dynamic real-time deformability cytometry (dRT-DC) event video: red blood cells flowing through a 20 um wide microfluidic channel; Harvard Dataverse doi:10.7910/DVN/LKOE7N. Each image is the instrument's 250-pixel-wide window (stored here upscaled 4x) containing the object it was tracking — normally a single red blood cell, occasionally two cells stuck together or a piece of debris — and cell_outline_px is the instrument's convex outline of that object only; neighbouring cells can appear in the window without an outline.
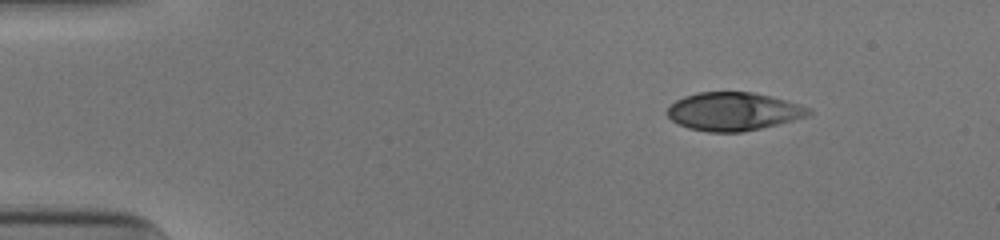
{"species": "human", "species_latin": "Homo sapiens", "temperature_condition": "cold", "stored_images_in_passage": 46, "camera_frame_rate_fps": 3000, "um_per_image_px": 0.085, "donor": {"sex": "male"}, "frame": {"image": 1, "passage_image": 1, "time_ms": 0.0, "image_size_px": [1000, 240], "cell_outline_px": [[812, 112], [804, 116], [792, 120], [760, 128], [740, 132], [708, 132], [688, 128], [672, 120], [668, 116], [668, 108], [676, 100], [684, 96], [700, 92], [752, 92], [772, 96], [808, 108]], "centroid_in_image_um": [62.29, 9.47], "position_along_channel_um": 22.7, "area_um2": 30.92}}
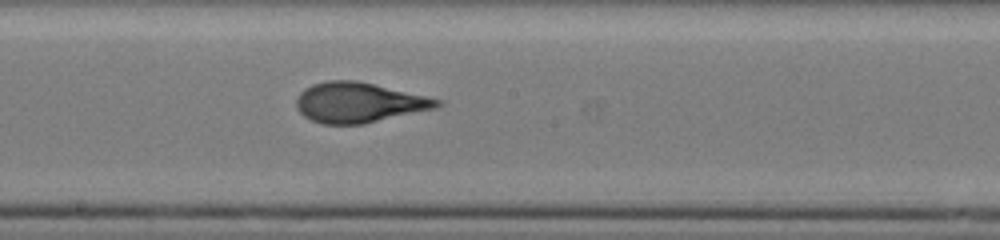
{"frame": {"image": 2, "passage_image": 23, "time_ms": 7.333, "image_size_px": [1000, 240], "cell_outline_px": [[444, 104], [436, 108], [364, 124], [324, 124], [312, 120], [304, 116], [296, 108], [296, 100], [300, 92], [304, 88], [312, 84], [328, 80], [356, 80], [444, 100]], "centroid_in_image_um": [30.51, 8.71], "position_along_channel_um": 217.7, "area_um2": 32.95}}
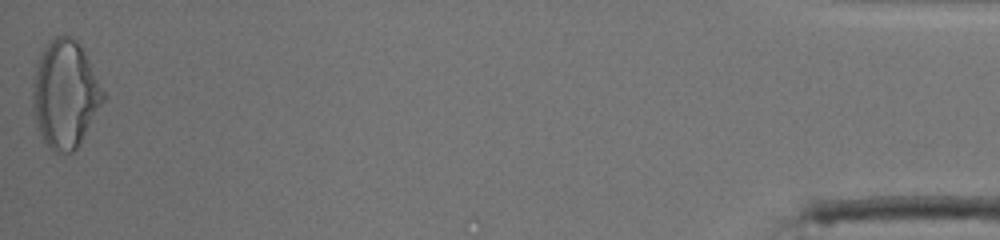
{"frame": {"image": 3, "passage_image": 46, "time_ms": 15.0, "image_size_px": [1000, 240], "cell_outline_px": [[104, 100], [80, 144], [72, 152], [56, 152], [44, 140], [36, 128], [32, 112], [32, 84], [36, 64], [40, 52], [56, 36], [68, 36], [76, 40], [80, 44], [104, 92]], "centroid_in_image_um": [5.5, 8.02], "position_along_channel_um": 429.7, "area_um2": 43.93}, "authors_computed_cell_mechanics": {"area_um2": 32.657, "velocity_mm_per_s": 3.932, "shape_relaxation_time_tau1_ms": 7.1205, "shape_relaxation_time_tau2_ms": 0.6667, "deformation_change_tau1": 0.2481, "deformation_change_tau2": 0.0606}}